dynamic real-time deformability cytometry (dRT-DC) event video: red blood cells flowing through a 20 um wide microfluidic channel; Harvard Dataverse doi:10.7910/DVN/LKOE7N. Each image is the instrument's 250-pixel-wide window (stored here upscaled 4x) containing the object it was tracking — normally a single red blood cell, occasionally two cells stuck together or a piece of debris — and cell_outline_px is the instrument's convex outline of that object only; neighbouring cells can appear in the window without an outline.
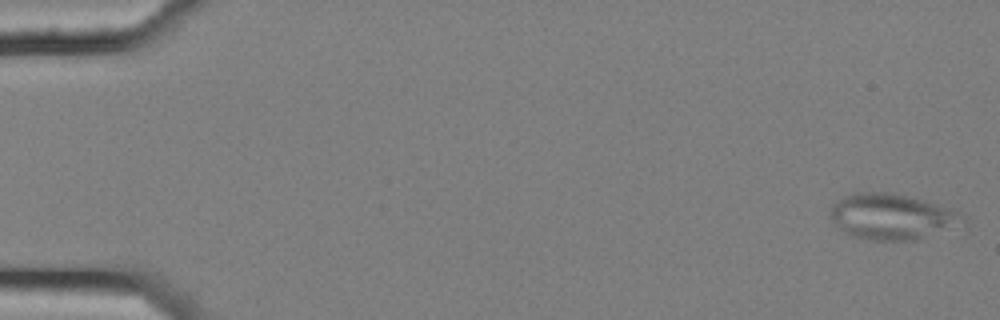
{"species": "common noctule bat (a hibernating species)", "species_latin": "Nyctalus noctula", "temperature_condition": "cold", "stored_images_in_passage": 8, "camera_frame_rate_fps": 3000, "um_per_image_px": 0.085, "animal": {"sex": "female", "body_mass_g": 25.1}, "frame": {"image": 1, "passage_image": 1, "time_ms": 0.0, "image_size_px": [1000, 320], "cell_outline_px": [[964, 220], [916, 240], [868, 240], [852, 236], [844, 232], [836, 224], [832, 216], [832, 204], [844, 196], [856, 192], [884, 192], [924, 200], [960, 212]], "centroid_in_image_um": [75.72, 18.4], "position_along_channel_um": 9.3, "area_um2": 34.1}}